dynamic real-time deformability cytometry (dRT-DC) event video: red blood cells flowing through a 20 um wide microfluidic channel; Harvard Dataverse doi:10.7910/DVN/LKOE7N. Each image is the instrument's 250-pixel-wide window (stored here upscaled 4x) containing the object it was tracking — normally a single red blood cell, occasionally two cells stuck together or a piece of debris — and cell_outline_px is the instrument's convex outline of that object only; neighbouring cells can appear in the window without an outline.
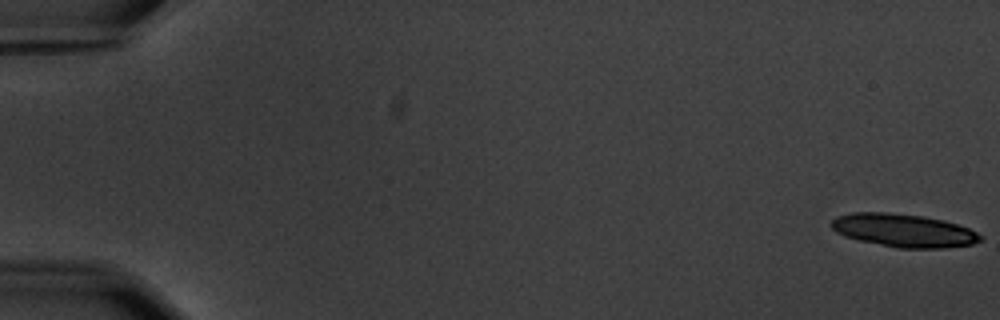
{"species": "common noctule bat (a hibernating species)", "species_latin": "Nyctalus noctula", "temperature_condition": "warm", "stored_images_in_passage": 6, "camera_frame_rate_fps": 3000, "um_per_image_px": 0.085, "animal": {"sex": "male", "body_mass_g": 20.1, "forearm_length_mm": 53.5}, "frame": {"image": 1, "passage_image": 1, "time_ms": 0.0, "image_size_px": [1000, 320], "cell_outline_px": [[984, 240], [972, 244], [944, 248], [896, 248], [860, 240], [844, 236], [836, 232], [828, 224], [836, 216], [852, 212], [884, 212], [924, 216], [944, 220], [968, 228], [984, 236]], "centroid_in_image_um": [76.8, 19.59], "position_along_channel_um": 8.2, "area_um2": 28.96}}
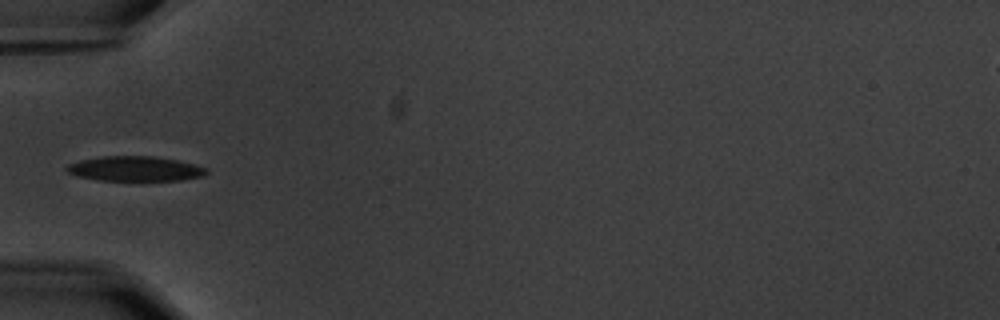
{"frame": {"image": 2, "passage_image": 6, "time_ms": 6.667, "image_size_px": [1000, 320], "cell_outline_px": [[208, 172], [204, 176], [180, 180], [96, 180], [76, 176], [68, 172], [64, 168], [68, 164], [80, 160], [104, 156], [152, 156], [176, 160], [196, 164], [208, 168]], "centroid_in_image_um": [11.48, 14.34], "position_along_channel_um": 73.5, "area_um2": 20.29}}